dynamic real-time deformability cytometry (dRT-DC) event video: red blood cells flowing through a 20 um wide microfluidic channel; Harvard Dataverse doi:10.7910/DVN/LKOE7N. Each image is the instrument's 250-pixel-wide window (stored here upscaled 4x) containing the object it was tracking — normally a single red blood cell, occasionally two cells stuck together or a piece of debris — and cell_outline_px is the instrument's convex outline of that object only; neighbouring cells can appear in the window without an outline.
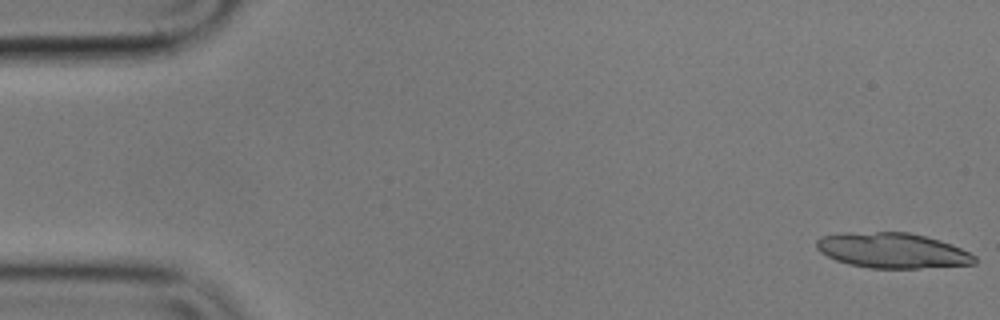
{"species": "common noctule bat (a hibernating species)", "species_latin": "Nyctalus noctula", "temperature_condition": "cold", "stored_images_in_passage": 41, "camera_frame_rate_fps": 3000, "um_per_image_px": 0.085, "animal": {"sex": "male", "body_mass_g": 17.9}, "frame": {"image": 1, "passage_image": 1, "time_ms": 0.0, "image_size_px": [1000, 320], "cell_outline_px": [[976, 264], [920, 268], [868, 268], [848, 264], [836, 260], [820, 252], [816, 248], [816, 240], [820, 236], [840, 232], [908, 232], [940, 240], [952, 244], [976, 256]], "centroid_in_image_um": [75.82, 21.28], "position_along_channel_um": 9.2, "area_um2": 32.71}}
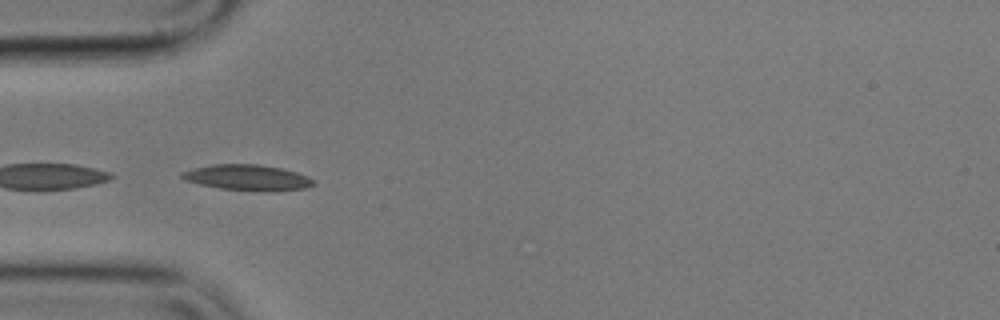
{"frame": {"image": 2, "passage_image": 17, "time_ms": 5.333, "image_size_px": [1000, 320], "cell_outline_px": [[316, 184], [304, 188], [276, 192], [272, 192], [220, 188], [200, 184], [184, 180], [180, 176], [180, 172], [192, 168], [212, 164], [256, 164], [280, 168], [296, 172], [308, 176]], "centroid_in_image_um": [21.02, 15.09], "position_along_channel_um": 64.0, "area_um2": 19.77}}